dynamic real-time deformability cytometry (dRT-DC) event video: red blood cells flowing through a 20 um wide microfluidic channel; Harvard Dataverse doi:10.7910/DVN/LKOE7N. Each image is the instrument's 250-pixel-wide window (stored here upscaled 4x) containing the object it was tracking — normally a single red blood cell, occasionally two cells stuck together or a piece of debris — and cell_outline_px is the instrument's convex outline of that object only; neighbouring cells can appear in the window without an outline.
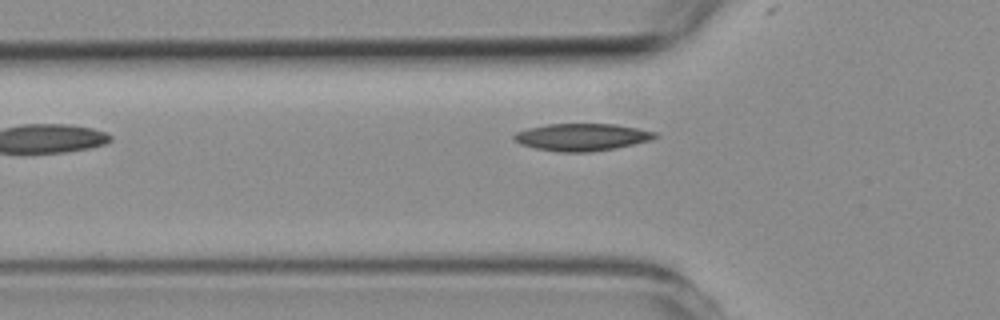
{"species": "common noctule bat (a hibernating species)", "species_latin": "Nyctalus noctula", "temperature_condition": "room temperature", "stored_images_in_passage": 5, "camera_frame_rate_fps": 3000, "um_per_image_px": 0.085, "animal": {"sex": "female", "body_mass_g": 19.3, "forearm_length_mm": 54.1}, "frame": {"image": 1, "passage_image": 5, "time_ms": 4.667, "image_size_px": [1000, 320], "cell_outline_px": [[660, 136], [652, 140], [616, 148], [592, 152], [560, 152], [536, 148], [520, 144], [512, 140], [512, 136], [516, 132], [528, 128], [548, 124], [616, 124], [656, 132]], "centroid_in_image_um": [49.46, 11.66], "position_along_channel_um": 76.3, "area_um2": 22.54}}